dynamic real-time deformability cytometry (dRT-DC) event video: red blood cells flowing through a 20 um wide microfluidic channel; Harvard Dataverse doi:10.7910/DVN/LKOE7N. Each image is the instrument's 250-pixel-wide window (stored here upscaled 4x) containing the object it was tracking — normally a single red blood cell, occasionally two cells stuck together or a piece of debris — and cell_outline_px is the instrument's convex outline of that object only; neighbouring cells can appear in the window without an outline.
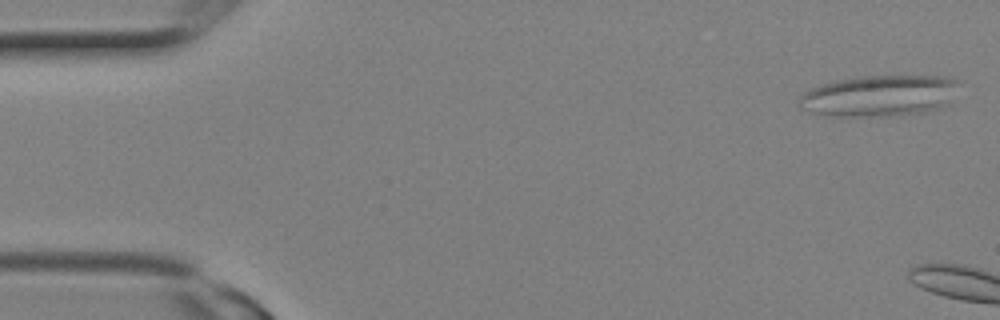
{"species": "Egyptian fruit bat (a non-hibernating species)", "species_latin": "Rousettus aegyptiacus", "temperature_condition": "room temperature", "stored_images_in_passage": 3, "camera_frame_rate_fps": 3000, "um_per_image_px": 0.085, "animal": {"sex": "female"}, "frame": {"image": 1, "passage_image": 1, "time_ms": 0.0, "image_size_px": [1000, 320], "cell_outline_px": [[956, 80], [948, 104], [924, 112], [888, 116], [832, 116], [812, 112], [800, 108], [796, 104], [800, 96], [808, 88], [820, 84], [836, 80], [856, 76], [944, 76]], "centroid_in_image_um": [74.62, 8.14], "position_along_channel_um": 10.4, "area_um2": 38.21}}